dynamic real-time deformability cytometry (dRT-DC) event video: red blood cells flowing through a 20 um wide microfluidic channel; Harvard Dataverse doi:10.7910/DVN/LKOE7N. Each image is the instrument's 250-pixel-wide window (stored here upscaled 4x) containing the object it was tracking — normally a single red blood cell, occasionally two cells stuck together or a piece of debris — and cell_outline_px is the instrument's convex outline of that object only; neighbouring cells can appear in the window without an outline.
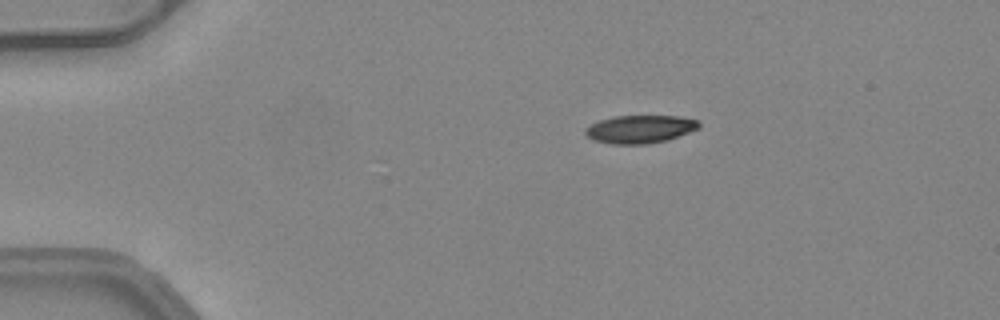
{"species": "common noctule bat (a hibernating species)", "species_latin": "Nyctalus noctula", "temperature_condition": "warm", "stored_images_in_passage": 44, "camera_frame_rate_fps": 3000, "um_per_image_px": 0.085, "animal": {"sex": "female", "body_mass_g": 24.6, "forearm_length_mm": 56.2}, "frame": {"image": 1, "passage_image": 3, "time_ms": 0.667, "image_size_px": [1000, 320], "cell_outline_px": [[700, 128], [664, 140], [644, 144], [612, 144], [592, 140], [584, 136], [584, 128], [600, 120], [612, 116], [680, 116], [700, 120]], "centroid_in_image_um": [54.35, 10.97], "position_along_channel_um": 30.6, "area_um2": 18.55}}
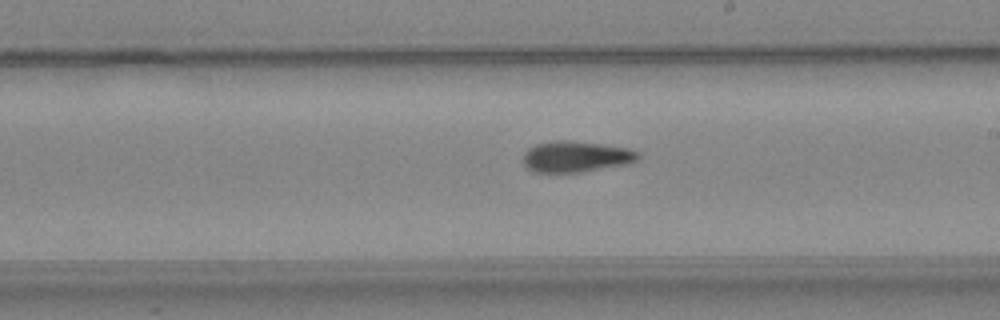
{"frame": {"image": 2, "passage_image": 23, "time_ms": 7.333, "image_size_px": [1000, 320], "cell_outline_px": [[640, 156], [636, 160], [628, 164], [580, 172], [532, 172], [524, 164], [524, 152], [528, 148], [536, 144], [556, 140], [568, 140], [600, 144], [628, 148], [640, 152]], "centroid_in_image_um": [48.96, 13.31], "position_along_channel_um": 240.0, "area_um2": 20.75}}
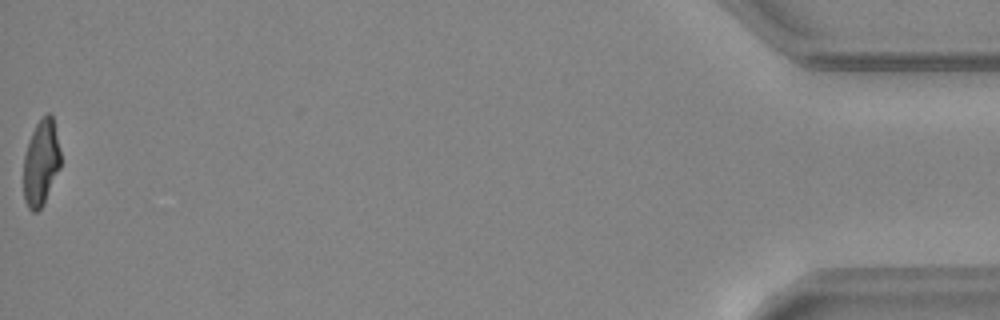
{"frame": {"image": 3, "passage_image": 44, "time_ms": 14.333, "image_size_px": [1000, 320], "cell_outline_px": [[60, 168], [44, 204], [36, 212], [32, 212], [28, 208], [24, 200], [24, 156], [28, 140], [36, 124], [48, 112], [52, 116], [60, 152]], "centroid_in_image_um": [3.47, 13.87], "position_along_channel_um": 431.7, "area_um2": 18.44}, "authors_computed_cell_mechanics": {"area_um2": 20.4034, "velocity_mm_per_s": 4.1202, "shape_relaxation_time_tau1_ms": null, "shape_relaxation_time_tau2_ms": 4.8153, "deformation_change_tau1": null, "deformation_change_tau2": 0.1401}}